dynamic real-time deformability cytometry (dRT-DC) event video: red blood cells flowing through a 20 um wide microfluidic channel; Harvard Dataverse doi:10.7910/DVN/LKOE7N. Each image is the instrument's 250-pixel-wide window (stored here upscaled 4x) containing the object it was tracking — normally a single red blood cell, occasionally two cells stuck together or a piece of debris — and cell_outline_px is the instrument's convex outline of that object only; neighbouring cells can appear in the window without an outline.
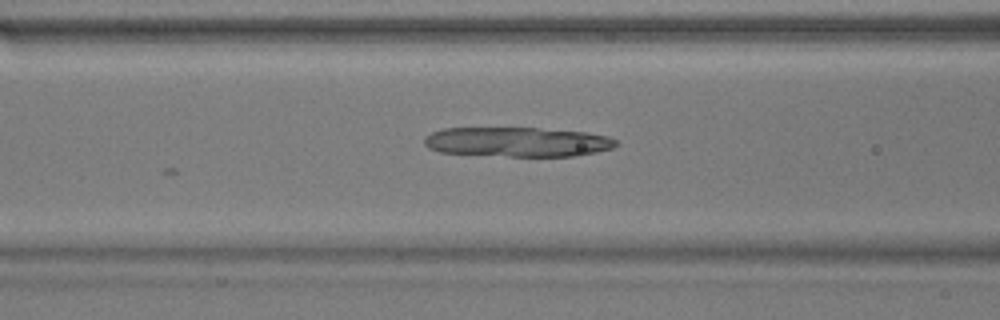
{"species": "common noctule bat (a hibernating species)", "species_latin": "Nyctalus noctula", "temperature_condition": "warm", "stored_images_in_passage": 16, "camera_frame_rate_fps": 3000, "um_per_image_px": 0.085, "animal": {"sex": "male", "body_mass_g": 17.9}, "frame": {"image": 1, "passage_image": 7, "time_ms": 2.0, "image_size_px": [1000, 320], "cell_outline_px": [[616, 144], [612, 148], [596, 152], [576, 156], [508, 156], [440, 152], [428, 148], [424, 144], [424, 136], [432, 132], [444, 128], [536, 128], [584, 132], [608, 136], [616, 140]], "centroid_in_image_um": [43.95, 12.06], "position_along_channel_um": 122.7, "area_um2": 32.95}}